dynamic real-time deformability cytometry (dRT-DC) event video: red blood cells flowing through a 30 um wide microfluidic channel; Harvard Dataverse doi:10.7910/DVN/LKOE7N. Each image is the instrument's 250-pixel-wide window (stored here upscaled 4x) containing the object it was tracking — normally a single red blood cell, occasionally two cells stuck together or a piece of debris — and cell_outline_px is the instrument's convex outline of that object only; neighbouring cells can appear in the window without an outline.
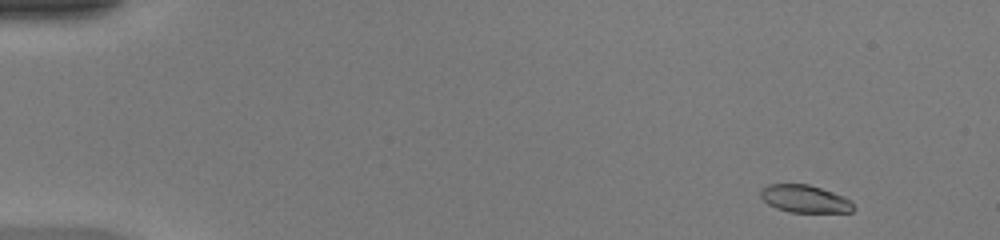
{"species": "common noctule bat (a hibernating species)", "species_latin": "Nyctalus noctula", "temperature_condition": "warm", "stored_images_in_passage": 47, "camera_frame_rate_fps": 3000, "um_per_image_px": 0.085, "animal": {"sex": "female", "body_mass_g": 20.0, "forearm_length_mm": 54.0}, "frame": {"image": 1, "passage_image": 2, "time_ms": 0.333, "image_size_px": [1000, 240], "cell_outline_px": [[856, 208], [852, 212], [788, 212], [776, 208], [768, 204], [760, 196], [760, 188], [768, 184], [808, 184], [844, 196], [852, 200]], "centroid_in_image_um": [68.42, 16.9], "position_along_channel_um": 16.6, "area_um2": 15.09}}
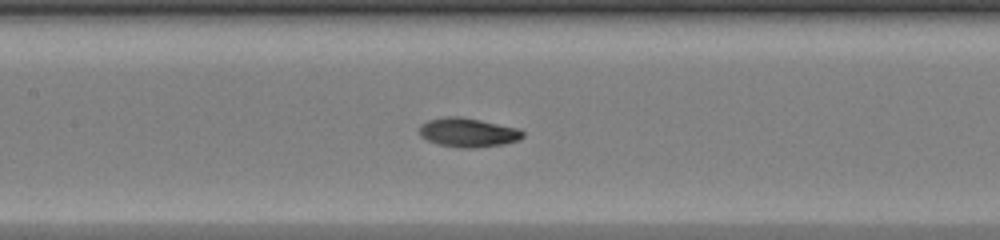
{"frame": {"image": 2, "passage_image": 22, "time_ms": 7.0, "image_size_px": [1000, 240], "cell_outline_px": [[524, 136], [516, 140], [504, 144], [472, 148], [460, 148], [436, 144], [420, 136], [420, 124], [428, 120], [444, 116], [460, 116], [520, 128], [524, 132]], "centroid_in_image_um": [39.77, 11.25], "position_along_channel_um": 167.6, "area_um2": 17.63}}
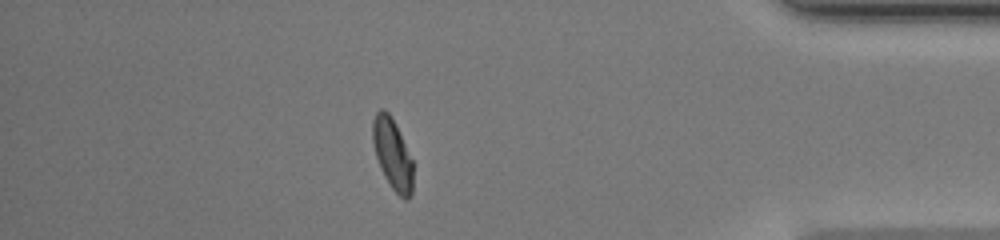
{"frame": {"image": 3, "passage_image": 41, "time_ms": 13.333, "image_size_px": [1000, 240], "cell_outline_px": [[412, 196], [408, 200], [404, 200], [392, 188], [384, 176], [380, 168], [376, 156], [372, 140], [372, 120], [376, 112], [380, 108], [384, 108], [392, 116], [412, 160]], "centroid_in_image_um": [33.34, 13.08], "position_along_channel_um": 401.9, "area_um2": 16.7}, "authors_computed_cell_mechanics": {"area_um2": 16.5308, "velocity_mm_per_s": 4.2324, "shape_relaxation_time_tau1_ms": 3.5625, "shape_relaxation_time_tau2_ms": 2.4807, "deformation_change_tau1": 0.1796, "deformation_change_tau2": 0.0544}}